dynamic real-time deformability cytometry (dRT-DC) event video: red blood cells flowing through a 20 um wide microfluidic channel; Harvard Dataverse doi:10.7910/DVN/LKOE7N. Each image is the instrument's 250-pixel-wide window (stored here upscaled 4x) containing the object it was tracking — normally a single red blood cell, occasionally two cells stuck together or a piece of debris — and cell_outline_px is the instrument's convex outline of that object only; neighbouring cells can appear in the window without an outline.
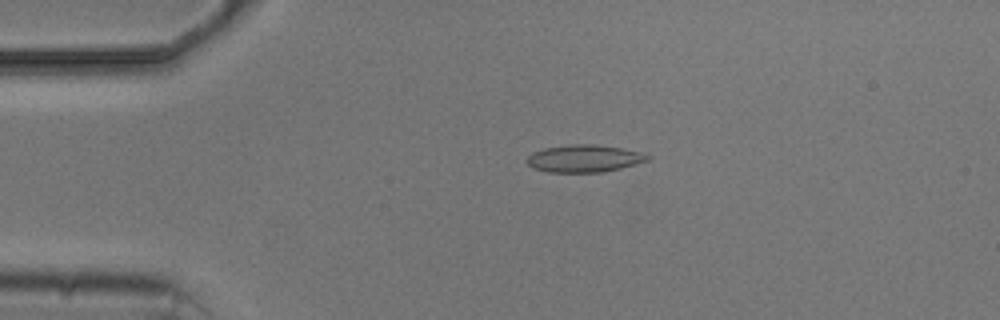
{"species": "common noctule bat (a hibernating species)", "species_latin": "Nyctalus noctula", "temperature_condition": "cold", "stored_images_in_passage": 6, "camera_frame_rate_fps": 3000, "um_per_image_px": 0.085, "animal": {"sex": "male", "body_mass_g": 20.5, "forearm_length_mm": 52.5}, "frame": {"image": 1, "passage_image": 4, "time_ms": 3.333, "image_size_px": [1000, 320], "cell_outline_px": [[652, 156], [648, 160], [620, 168], [604, 172], [548, 172], [532, 168], [524, 160], [532, 152], [544, 148], [568, 144], [596, 144], [644, 152]], "centroid_in_image_um": [49.63, 13.46], "position_along_channel_um": 35.4, "area_um2": 19.42}}
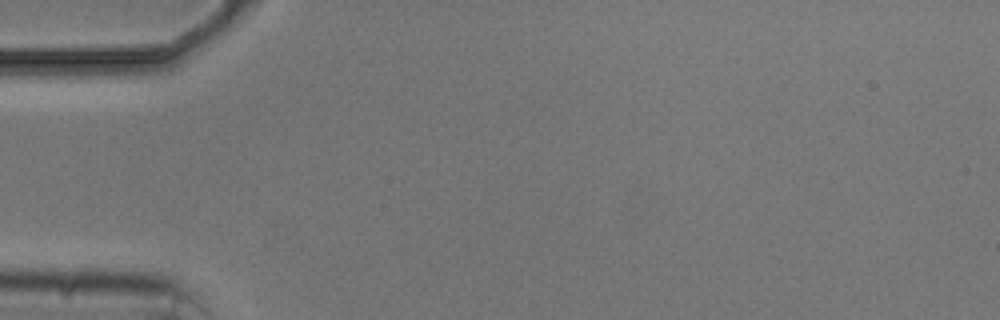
{"frame": {"image": 2, "passage_image": 5, "time_ms": 6.0, "image_size_px": [1000, 320], "cell_outline_px": [[160, 60], [132, 72], [100, 80], [72, 80], [68, 76], [72, 60], [96, 52], [152, 52], [160, 56]], "centroid_in_image_um": [9.3, 5.5], "position_along_channel_um": 75.7, "area_um2": 13.53}}